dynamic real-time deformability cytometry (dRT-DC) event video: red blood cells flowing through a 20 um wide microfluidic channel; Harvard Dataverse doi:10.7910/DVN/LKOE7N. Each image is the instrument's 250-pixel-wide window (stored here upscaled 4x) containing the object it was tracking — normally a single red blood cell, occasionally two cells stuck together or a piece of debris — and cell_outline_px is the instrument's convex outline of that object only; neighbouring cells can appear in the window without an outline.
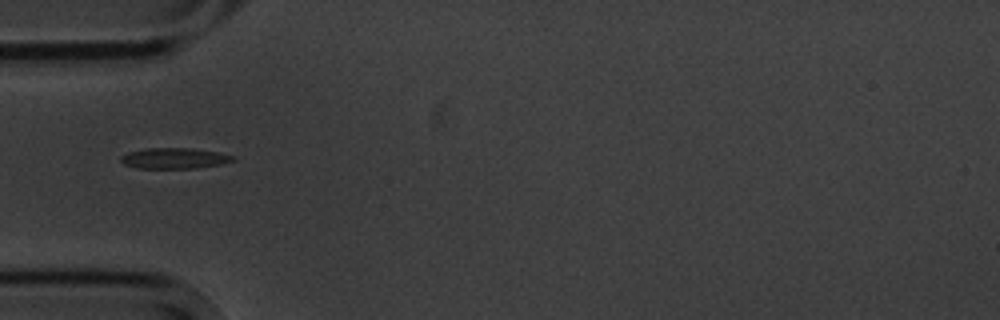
{"species": "common noctule bat (a hibernating species)", "species_latin": "Nyctalus noctula", "temperature_condition": "cold", "stored_images_in_passage": 11, "camera_frame_rate_fps": 3000, "um_per_image_px": 0.085, "animal": {"sex": "male", "body_mass_g": 20.1, "forearm_length_mm": 53.5}, "frame": {"image": 1, "passage_image": 1, "time_ms": 0.0, "image_size_px": [1000, 320], "cell_outline_px": [[236, 160], [220, 164], [196, 168], [136, 168], [124, 164], [120, 160], [120, 156], [128, 152], [144, 148], [192, 148], [216, 152], [232, 156]], "centroid_in_image_um": [14.76, 13.45], "position_along_channel_um": 70.2, "area_um2": 13.47}}
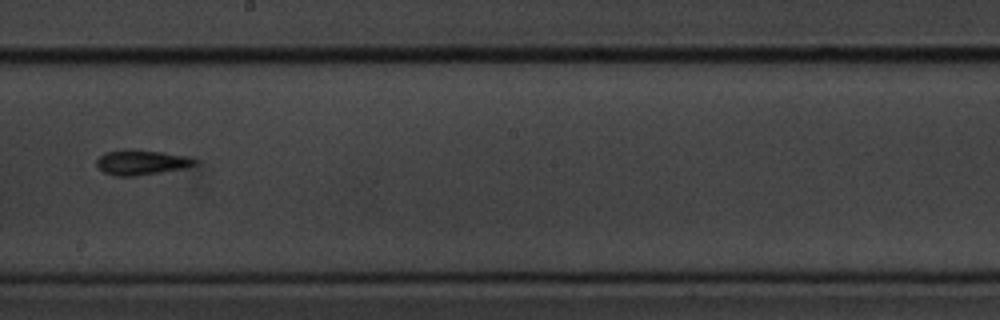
{"frame": {"image": 2, "passage_image": 5, "time_ms": 4.667, "image_size_px": [1000, 320], "cell_outline_px": [[200, 160], [196, 164], [184, 168], [136, 176], [112, 176], [104, 172], [96, 164], [96, 160], [104, 152], [124, 148], [132, 148], [188, 156]], "centroid_in_image_um": [12.0, 13.78], "position_along_channel_um": 236.2, "area_um2": 14.57}}
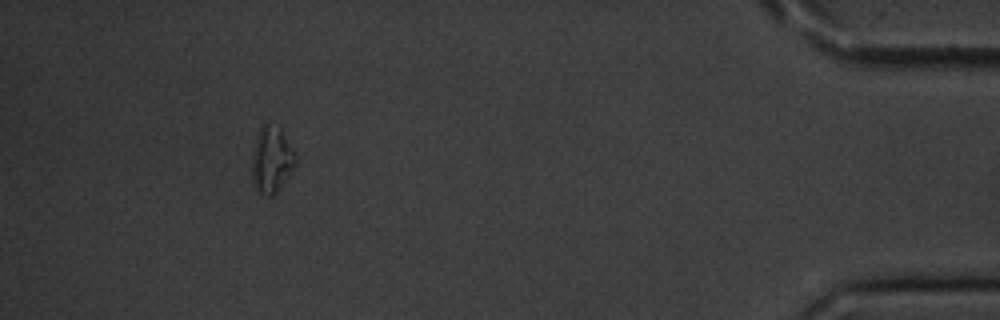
{"frame": {"image": 3, "passage_image": 10, "time_ms": 11.333, "image_size_px": [1000, 320], "cell_outline_px": [[296, 164], [276, 192], [272, 196], [268, 196], [260, 192], [252, 184], [252, 152], [256, 136], [260, 128], [264, 124], [268, 124], [280, 128], [292, 148], [296, 156]], "centroid_in_image_um": [23.06, 13.58], "position_along_channel_um": 412.1, "area_um2": 16.59}, "authors_computed_cell_mechanics": {"area_um2": 13.872, "velocity_mm_per_s": 3.5403, "shape_relaxation_time_tau1_ms": 2.8499, "shape_relaxation_time_tau2_ms": 7.1584, "deformation_change_tau1": 0.0733, "deformation_change_tau2": 0.0816}}